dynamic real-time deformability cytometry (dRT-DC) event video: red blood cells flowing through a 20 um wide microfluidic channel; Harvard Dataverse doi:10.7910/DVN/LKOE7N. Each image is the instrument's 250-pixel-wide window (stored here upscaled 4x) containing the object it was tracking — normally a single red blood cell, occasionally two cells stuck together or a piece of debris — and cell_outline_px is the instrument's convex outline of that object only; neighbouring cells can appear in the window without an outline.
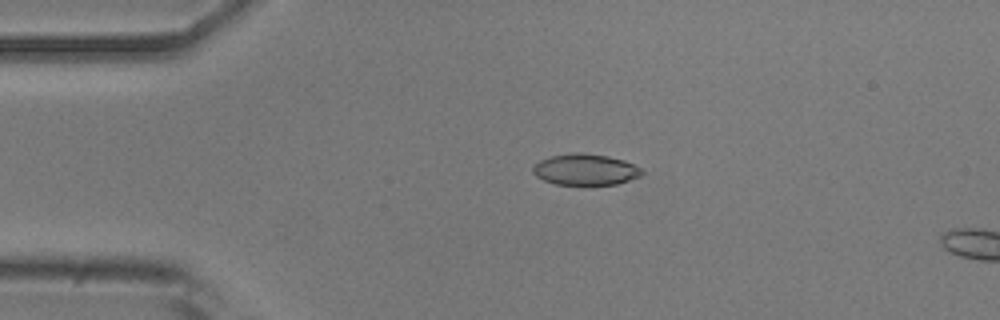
{"species": "common noctule bat (a hibernating species)", "species_latin": "Nyctalus noctula", "temperature_condition": "room temperature", "stored_images_in_passage": 5, "camera_frame_rate_fps": 3000, "um_per_image_px": 0.085, "animal": {"sex": "male", "body_mass_g": 20.5, "forearm_length_mm": 52.5}, "frame": {"image": 1, "passage_image": 4, "time_ms": 1.0, "image_size_px": [1000, 320], "cell_outline_px": [[644, 172], [640, 176], [616, 184], [556, 184], [544, 180], [536, 176], [532, 172], [532, 168], [540, 160], [552, 156], [576, 152], [608, 156], [624, 160], [640, 168]], "centroid_in_image_um": [49.75, 14.41], "position_along_channel_um": 35.3, "area_um2": 19.48}}